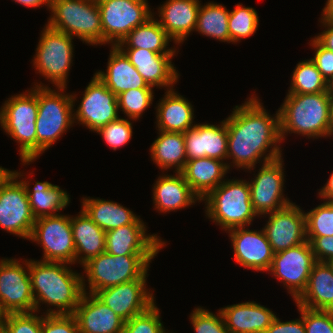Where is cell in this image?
I'll use <instances>...</instances> for the list:
<instances>
[{
    "label": "cell",
    "mask_w": 333,
    "mask_h": 333,
    "mask_svg": "<svg viewBox=\"0 0 333 333\" xmlns=\"http://www.w3.org/2000/svg\"><path fill=\"white\" fill-rule=\"evenodd\" d=\"M262 104L253 95L225 119L227 159H232L233 167L251 171L260 160L266 163L282 156L279 111L270 116Z\"/></svg>",
    "instance_id": "obj_1"
},
{
    "label": "cell",
    "mask_w": 333,
    "mask_h": 333,
    "mask_svg": "<svg viewBox=\"0 0 333 333\" xmlns=\"http://www.w3.org/2000/svg\"><path fill=\"white\" fill-rule=\"evenodd\" d=\"M42 260H29V276L35 300V312L40 303L55 306L44 314H73L86 288L85 277L74 272L69 264ZM86 288V289H85Z\"/></svg>",
    "instance_id": "obj_2"
},
{
    "label": "cell",
    "mask_w": 333,
    "mask_h": 333,
    "mask_svg": "<svg viewBox=\"0 0 333 333\" xmlns=\"http://www.w3.org/2000/svg\"><path fill=\"white\" fill-rule=\"evenodd\" d=\"M332 98L327 91L320 93H287L278 109L281 141L296 133L309 138L327 137Z\"/></svg>",
    "instance_id": "obj_3"
},
{
    "label": "cell",
    "mask_w": 333,
    "mask_h": 333,
    "mask_svg": "<svg viewBox=\"0 0 333 333\" xmlns=\"http://www.w3.org/2000/svg\"><path fill=\"white\" fill-rule=\"evenodd\" d=\"M36 84L38 99L36 137L39 158V155L49 149L66 130L73 126L74 114L72 113L75 111L73 108L77 96L65 94V87H58L55 91L42 83Z\"/></svg>",
    "instance_id": "obj_4"
},
{
    "label": "cell",
    "mask_w": 333,
    "mask_h": 333,
    "mask_svg": "<svg viewBox=\"0 0 333 333\" xmlns=\"http://www.w3.org/2000/svg\"><path fill=\"white\" fill-rule=\"evenodd\" d=\"M27 92L11 96L0 108L1 128L19 143V155L24 165L37 159V86Z\"/></svg>",
    "instance_id": "obj_5"
},
{
    "label": "cell",
    "mask_w": 333,
    "mask_h": 333,
    "mask_svg": "<svg viewBox=\"0 0 333 333\" xmlns=\"http://www.w3.org/2000/svg\"><path fill=\"white\" fill-rule=\"evenodd\" d=\"M205 201V214L225 231L237 227H249L255 214L248 181L232 179L223 181L210 191Z\"/></svg>",
    "instance_id": "obj_6"
},
{
    "label": "cell",
    "mask_w": 333,
    "mask_h": 333,
    "mask_svg": "<svg viewBox=\"0 0 333 333\" xmlns=\"http://www.w3.org/2000/svg\"><path fill=\"white\" fill-rule=\"evenodd\" d=\"M47 26L83 43L102 45L101 14L92 0H51Z\"/></svg>",
    "instance_id": "obj_7"
},
{
    "label": "cell",
    "mask_w": 333,
    "mask_h": 333,
    "mask_svg": "<svg viewBox=\"0 0 333 333\" xmlns=\"http://www.w3.org/2000/svg\"><path fill=\"white\" fill-rule=\"evenodd\" d=\"M157 255H111L106 251L83 265L89 293L139 279Z\"/></svg>",
    "instance_id": "obj_8"
},
{
    "label": "cell",
    "mask_w": 333,
    "mask_h": 333,
    "mask_svg": "<svg viewBox=\"0 0 333 333\" xmlns=\"http://www.w3.org/2000/svg\"><path fill=\"white\" fill-rule=\"evenodd\" d=\"M33 66L37 73L49 80L53 86L67 89L68 73L73 62L72 36L45 25L41 31Z\"/></svg>",
    "instance_id": "obj_9"
},
{
    "label": "cell",
    "mask_w": 333,
    "mask_h": 333,
    "mask_svg": "<svg viewBox=\"0 0 333 333\" xmlns=\"http://www.w3.org/2000/svg\"><path fill=\"white\" fill-rule=\"evenodd\" d=\"M98 7L102 45L117 46L133 29L153 16L147 0H104Z\"/></svg>",
    "instance_id": "obj_10"
},
{
    "label": "cell",
    "mask_w": 333,
    "mask_h": 333,
    "mask_svg": "<svg viewBox=\"0 0 333 333\" xmlns=\"http://www.w3.org/2000/svg\"><path fill=\"white\" fill-rule=\"evenodd\" d=\"M22 176L25 175L12 170L0 184V227L29 240L36 218L32 214L26 189L20 181Z\"/></svg>",
    "instance_id": "obj_11"
},
{
    "label": "cell",
    "mask_w": 333,
    "mask_h": 333,
    "mask_svg": "<svg viewBox=\"0 0 333 333\" xmlns=\"http://www.w3.org/2000/svg\"><path fill=\"white\" fill-rule=\"evenodd\" d=\"M29 240L42 246V261L75 264L71 216L57 214L36 218Z\"/></svg>",
    "instance_id": "obj_12"
},
{
    "label": "cell",
    "mask_w": 333,
    "mask_h": 333,
    "mask_svg": "<svg viewBox=\"0 0 333 333\" xmlns=\"http://www.w3.org/2000/svg\"><path fill=\"white\" fill-rule=\"evenodd\" d=\"M24 261L23 267L15 258L0 260V305L6 314L35 312L29 260Z\"/></svg>",
    "instance_id": "obj_13"
},
{
    "label": "cell",
    "mask_w": 333,
    "mask_h": 333,
    "mask_svg": "<svg viewBox=\"0 0 333 333\" xmlns=\"http://www.w3.org/2000/svg\"><path fill=\"white\" fill-rule=\"evenodd\" d=\"M316 262L311 244L306 241L287 250L274 253L270 269L296 301L305 291L312 267Z\"/></svg>",
    "instance_id": "obj_14"
},
{
    "label": "cell",
    "mask_w": 333,
    "mask_h": 333,
    "mask_svg": "<svg viewBox=\"0 0 333 333\" xmlns=\"http://www.w3.org/2000/svg\"><path fill=\"white\" fill-rule=\"evenodd\" d=\"M283 164L282 156L263 163L256 177L248 181L252 207L257 216H265L292 203L283 195Z\"/></svg>",
    "instance_id": "obj_15"
},
{
    "label": "cell",
    "mask_w": 333,
    "mask_h": 333,
    "mask_svg": "<svg viewBox=\"0 0 333 333\" xmlns=\"http://www.w3.org/2000/svg\"><path fill=\"white\" fill-rule=\"evenodd\" d=\"M79 107L73 113L76 120L96 132L119 118L117 96L94 74L85 88Z\"/></svg>",
    "instance_id": "obj_16"
},
{
    "label": "cell",
    "mask_w": 333,
    "mask_h": 333,
    "mask_svg": "<svg viewBox=\"0 0 333 333\" xmlns=\"http://www.w3.org/2000/svg\"><path fill=\"white\" fill-rule=\"evenodd\" d=\"M147 272L139 279L99 290L94 295L126 322L155 303L153 293L146 288Z\"/></svg>",
    "instance_id": "obj_17"
},
{
    "label": "cell",
    "mask_w": 333,
    "mask_h": 333,
    "mask_svg": "<svg viewBox=\"0 0 333 333\" xmlns=\"http://www.w3.org/2000/svg\"><path fill=\"white\" fill-rule=\"evenodd\" d=\"M300 206H288L267 214L269 217L263 231L274 253L287 250L307 241L305 214Z\"/></svg>",
    "instance_id": "obj_18"
},
{
    "label": "cell",
    "mask_w": 333,
    "mask_h": 333,
    "mask_svg": "<svg viewBox=\"0 0 333 333\" xmlns=\"http://www.w3.org/2000/svg\"><path fill=\"white\" fill-rule=\"evenodd\" d=\"M144 223L127 224L106 232L105 251L111 255H157L165 244L157 234H147Z\"/></svg>",
    "instance_id": "obj_19"
},
{
    "label": "cell",
    "mask_w": 333,
    "mask_h": 333,
    "mask_svg": "<svg viewBox=\"0 0 333 333\" xmlns=\"http://www.w3.org/2000/svg\"><path fill=\"white\" fill-rule=\"evenodd\" d=\"M237 227L228 230L234 251V260L244 268L256 271H268L274 252L263 229L249 230Z\"/></svg>",
    "instance_id": "obj_20"
},
{
    "label": "cell",
    "mask_w": 333,
    "mask_h": 333,
    "mask_svg": "<svg viewBox=\"0 0 333 333\" xmlns=\"http://www.w3.org/2000/svg\"><path fill=\"white\" fill-rule=\"evenodd\" d=\"M186 160L198 158H214L221 161L227 159L228 132L226 120L220 125L195 124L184 132Z\"/></svg>",
    "instance_id": "obj_21"
},
{
    "label": "cell",
    "mask_w": 333,
    "mask_h": 333,
    "mask_svg": "<svg viewBox=\"0 0 333 333\" xmlns=\"http://www.w3.org/2000/svg\"><path fill=\"white\" fill-rule=\"evenodd\" d=\"M121 50L149 86L171 90L178 82V70L171 62L175 54H159L141 48Z\"/></svg>",
    "instance_id": "obj_22"
},
{
    "label": "cell",
    "mask_w": 333,
    "mask_h": 333,
    "mask_svg": "<svg viewBox=\"0 0 333 333\" xmlns=\"http://www.w3.org/2000/svg\"><path fill=\"white\" fill-rule=\"evenodd\" d=\"M73 315L80 333H123L125 321L94 294L84 293Z\"/></svg>",
    "instance_id": "obj_23"
},
{
    "label": "cell",
    "mask_w": 333,
    "mask_h": 333,
    "mask_svg": "<svg viewBox=\"0 0 333 333\" xmlns=\"http://www.w3.org/2000/svg\"><path fill=\"white\" fill-rule=\"evenodd\" d=\"M200 4L199 0H167L158 8L157 21L175 44L195 31Z\"/></svg>",
    "instance_id": "obj_24"
},
{
    "label": "cell",
    "mask_w": 333,
    "mask_h": 333,
    "mask_svg": "<svg viewBox=\"0 0 333 333\" xmlns=\"http://www.w3.org/2000/svg\"><path fill=\"white\" fill-rule=\"evenodd\" d=\"M220 311L230 333H264L276 317L255 301L225 306Z\"/></svg>",
    "instance_id": "obj_25"
},
{
    "label": "cell",
    "mask_w": 333,
    "mask_h": 333,
    "mask_svg": "<svg viewBox=\"0 0 333 333\" xmlns=\"http://www.w3.org/2000/svg\"><path fill=\"white\" fill-rule=\"evenodd\" d=\"M175 173V175L159 176L153 185L154 209L160 211L159 213L184 209L201 201L185 181L181 172Z\"/></svg>",
    "instance_id": "obj_26"
},
{
    "label": "cell",
    "mask_w": 333,
    "mask_h": 333,
    "mask_svg": "<svg viewBox=\"0 0 333 333\" xmlns=\"http://www.w3.org/2000/svg\"><path fill=\"white\" fill-rule=\"evenodd\" d=\"M95 74L116 96L129 89L153 88L118 46H111L106 73L99 70Z\"/></svg>",
    "instance_id": "obj_27"
},
{
    "label": "cell",
    "mask_w": 333,
    "mask_h": 333,
    "mask_svg": "<svg viewBox=\"0 0 333 333\" xmlns=\"http://www.w3.org/2000/svg\"><path fill=\"white\" fill-rule=\"evenodd\" d=\"M230 165L218 159L204 157L187 161L181 174L202 200L224 181Z\"/></svg>",
    "instance_id": "obj_28"
},
{
    "label": "cell",
    "mask_w": 333,
    "mask_h": 333,
    "mask_svg": "<svg viewBox=\"0 0 333 333\" xmlns=\"http://www.w3.org/2000/svg\"><path fill=\"white\" fill-rule=\"evenodd\" d=\"M156 107L157 130L184 133L193 125L194 110L189 100L174 89L167 90Z\"/></svg>",
    "instance_id": "obj_29"
},
{
    "label": "cell",
    "mask_w": 333,
    "mask_h": 333,
    "mask_svg": "<svg viewBox=\"0 0 333 333\" xmlns=\"http://www.w3.org/2000/svg\"><path fill=\"white\" fill-rule=\"evenodd\" d=\"M76 217L71 216V227L76 249V262L82 266L90 259L105 252L106 232L98 227L90 217L81 210Z\"/></svg>",
    "instance_id": "obj_30"
},
{
    "label": "cell",
    "mask_w": 333,
    "mask_h": 333,
    "mask_svg": "<svg viewBox=\"0 0 333 333\" xmlns=\"http://www.w3.org/2000/svg\"><path fill=\"white\" fill-rule=\"evenodd\" d=\"M295 302L309 309L333 311V273L326 262L314 263L307 287Z\"/></svg>",
    "instance_id": "obj_31"
},
{
    "label": "cell",
    "mask_w": 333,
    "mask_h": 333,
    "mask_svg": "<svg viewBox=\"0 0 333 333\" xmlns=\"http://www.w3.org/2000/svg\"><path fill=\"white\" fill-rule=\"evenodd\" d=\"M81 208L105 232L127 224L144 223L133 211L110 200L83 197Z\"/></svg>",
    "instance_id": "obj_32"
},
{
    "label": "cell",
    "mask_w": 333,
    "mask_h": 333,
    "mask_svg": "<svg viewBox=\"0 0 333 333\" xmlns=\"http://www.w3.org/2000/svg\"><path fill=\"white\" fill-rule=\"evenodd\" d=\"M23 179L22 177L20 181L26 189L30 208L35 218L57 215L59 214L57 212H60V210L65 209L69 205V194L60 189L59 186L51 184L48 181H37L33 189H30V181H23Z\"/></svg>",
    "instance_id": "obj_33"
},
{
    "label": "cell",
    "mask_w": 333,
    "mask_h": 333,
    "mask_svg": "<svg viewBox=\"0 0 333 333\" xmlns=\"http://www.w3.org/2000/svg\"><path fill=\"white\" fill-rule=\"evenodd\" d=\"M169 41H172L171 38L154 18L153 13L151 18L133 29L117 46L120 49L141 48L159 54H176L175 48L167 47Z\"/></svg>",
    "instance_id": "obj_34"
},
{
    "label": "cell",
    "mask_w": 333,
    "mask_h": 333,
    "mask_svg": "<svg viewBox=\"0 0 333 333\" xmlns=\"http://www.w3.org/2000/svg\"><path fill=\"white\" fill-rule=\"evenodd\" d=\"M158 131V138L150 147L153 162L161 170L176 167L174 172H181L187 162L184 133Z\"/></svg>",
    "instance_id": "obj_35"
},
{
    "label": "cell",
    "mask_w": 333,
    "mask_h": 333,
    "mask_svg": "<svg viewBox=\"0 0 333 333\" xmlns=\"http://www.w3.org/2000/svg\"><path fill=\"white\" fill-rule=\"evenodd\" d=\"M230 11L222 4H200L195 31L204 36L229 43L228 18Z\"/></svg>",
    "instance_id": "obj_36"
},
{
    "label": "cell",
    "mask_w": 333,
    "mask_h": 333,
    "mask_svg": "<svg viewBox=\"0 0 333 333\" xmlns=\"http://www.w3.org/2000/svg\"><path fill=\"white\" fill-rule=\"evenodd\" d=\"M327 91V81L311 59L296 65L288 93L308 94Z\"/></svg>",
    "instance_id": "obj_37"
},
{
    "label": "cell",
    "mask_w": 333,
    "mask_h": 333,
    "mask_svg": "<svg viewBox=\"0 0 333 333\" xmlns=\"http://www.w3.org/2000/svg\"><path fill=\"white\" fill-rule=\"evenodd\" d=\"M229 43H236L256 33L259 25L257 11L252 7L236 4L228 18Z\"/></svg>",
    "instance_id": "obj_38"
},
{
    "label": "cell",
    "mask_w": 333,
    "mask_h": 333,
    "mask_svg": "<svg viewBox=\"0 0 333 333\" xmlns=\"http://www.w3.org/2000/svg\"><path fill=\"white\" fill-rule=\"evenodd\" d=\"M153 88L129 89L117 96L118 110L128 119L137 120L151 106L154 98ZM122 109V110H121Z\"/></svg>",
    "instance_id": "obj_39"
},
{
    "label": "cell",
    "mask_w": 333,
    "mask_h": 333,
    "mask_svg": "<svg viewBox=\"0 0 333 333\" xmlns=\"http://www.w3.org/2000/svg\"><path fill=\"white\" fill-rule=\"evenodd\" d=\"M304 214L306 236H333V201H324Z\"/></svg>",
    "instance_id": "obj_40"
},
{
    "label": "cell",
    "mask_w": 333,
    "mask_h": 333,
    "mask_svg": "<svg viewBox=\"0 0 333 333\" xmlns=\"http://www.w3.org/2000/svg\"><path fill=\"white\" fill-rule=\"evenodd\" d=\"M159 312L154 303L145 312L126 321L123 333H168L161 322Z\"/></svg>",
    "instance_id": "obj_41"
},
{
    "label": "cell",
    "mask_w": 333,
    "mask_h": 333,
    "mask_svg": "<svg viewBox=\"0 0 333 333\" xmlns=\"http://www.w3.org/2000/svg\"><path fill=\"white\" fill-rule=\"evenodd\" d=\"M1 333H43L42 315L36 312L6 314Z\"/></svg>",
    "instance_id": "obj_42"
},
{
    "label": "cell",
    "mask_w": 333,
    "mask_h": 333,
    "mask_svg": "<svg viewBox=\"0 0 333 333\" xmlns=\"http://www.w3.org/2000/svg\"><path fill=\"white\" fill-rule=\"evenodd\" d=\"M132 122L128 119L118 118L102 128L98 129L96 133L101 134L108 146L113 150L118 147L126 145L132 138Z\"/></svg>",
    "instance_id": "obj_43"
},
{
    "label": "cell",
    "mask_w": 333,
    "mask_h": 333,
    "mask_svg": "<svg viewBox=\"0 0 333 333\" xmlns=\"http://www.w3.org/2000/svg\"><path fill=\"white\" fill-rule=\"evenodd\" d=\"M190 319L195 333H230L220 310L215 315L198 306L192 311Z\"/></svg>",
    "instance_id": "obj_44"
},
{
    "label": "cell",
    "mask_w": 333,
    "mask_h": 333,
    "mask_svg": "<svg viewBox=\"0 0 333 333\" xmlns=\"http://www.w3.org/2000/svg\"><path fill=\"white\" fill-rule=\"evenodd\" d=\"M297 307L303 317L306 333H333V311Z\"/></svg>",
    "instance_id": "obj_45"
},
{
    "label": "cell",
    "mask_w": 333,
    "mask_h": 333,
    "mask_svg": "<svg viewBox=\"0 0 333 333\" xmlns=\"http://www.w3.org/2000/svg\"><path fill=\"white\" fill-rule=\"evenodd\" d=\"M43 333H80L76 318L73 314L42 315Z\"/></svg>",
    "instance_id": "obj_46"
},
{
    "label": "cell",
    "mask_w": 333,
    "mask_h": 333,
    "mask_svg": "<svg viewBox=\"0 0 333 333\" xmlns=\"http://www.w3.org/2000/svg\"><path fill=\"white\" fill-rule=\"evenodd\" d=\"M310 45L315 49V55L310 59L328 82L333 77V51L322 46L315 38Z\"/></svg>",
    "instance_id": "obj_47"
},
{
    "label": "cell",
    "mask_w": 333,
    "mask_h": 333,
    "mask_svg": "<svg viewBox=\"0 0 333 333\" xmlns=\"http://www.w3.org/2000/svg\"><path fill=\"white\" fill-rule=\"evenodd\" d=\"M306 239L311 244L316 261L333 259V236H306Z\"/></svg>",
    "instance_id": "obj_48"
},
{
    "label": "cell",
    "mask_w": 333,
    "mask_h": 333,
    "mask_svg": "<svg viewBox=\"0 0 333 333\" xmlns=\"http://www.w3.org/2000/svg\"><path fill=\"white\" fill-rule=\"evenodd\" d=\"M264 333H306L303 317L282 322L277 316Z\"/></svg>",
    "instance_id": "obj_49"
},
{
    "label": "cell",
    "mask_w": 333,
    "mask_h": 333,
    "mask_svg": "<svg viewBox=\"0 0 333 333\" xmlns=\"http://www.w3.org/2000/svg\"><path fill=\"white\" fill-rule=\"evenodd\" d=\"M321 24L325 27L323 32L319 33L314 38L325 48L333 51V20L322 15ZM327 27V28H326Z\"/></svg>",
    "instance_id": "obj_50"
},
{
    "label": "cell",
    "mask_w": 333,
    "mask_h": 333,
    "mask_svg": "<svg viewBox=\"0 0 333 333\" xmlns=\"http://www.w3.org/2000/svg\"><path fill=\"white\" fill-rule=\"evenodd\" d=\"M318 195L323 200L333 201V172L323 188L320 189Z\"/></svg>",
    "instance_id": "obj_51"
},
{
    "label": "cell",
    "mask_w": 333,
    "mask_h": 333,
    "mask_svg": "<svg viewBox=\"0 0 333 333\" xmlns=\"http://www.w3.org/2000/svg\"><path fill=\"white\" fill-rule=\"evenodd\" d=\"M15 3L24 5L26 7L36 8L41 7L43 4L50 9L51 0H13Z\"/></svg>",
    "instance_id": "obj_52"
},
{
    "label": "cell",
    "mask_w": 333,
    "mask_h": 333,
    "mask_svg": "<svg viewBox=\"0 0 333 333\" xmlns=\"http://www.w3.org/2000/svg\"><path fill=\"white\" fill-rule=\"evenodd\" d=\"M325 5L326 6L323 8V12L321 15L329 18L330 20H333V0H327Z\"/></svg>",
    "instance_id": "obj_53"
},
{
    "label": "cell",
    "mask_w": 333,
    "mask_h": 333,
    "mask_svg": "<svg viewBox=\"0 0 333 333\" xmlns=\"http://www.w3.org/2000/svg\"><path fill=\"white\" fill-rule=\"evenodd\" d=\"M333 135V100L330 107V117H329V125H328V137Z\"/></svg>",
    "instance_id": "obj_54"
},
{
    "label": "cell",
    "mask_w": 333,
    "mask_h": 333,
    "mask_svg": "<svg viewBox=\"0 0 333 333\" xmlns=\"http://www.w3.org/2000/svg\"><path fill=\"white\" fill-rule=\"evenodd\" d=\"M12 171L0 166V184L10 175Z\"/></svg>",
    "instance_id": "obj_55"
},
{
    "label": "cell",
    "mask_w": 333,
    "mask_h": 333,
    "mask_svg": "<svg viewBox=\"0 0 333 333\" xmlns=\"http://www.w3.org/2000/svg\"><path fill=\"white\" fill-rule=\"evenodd\" d=\"M327 92L333 99V77L327 82Z\"/></svg>",
    "instance_id": "obj_56"
},
{
    "label": "cell",
    "mask_w": 333,
    "mask_h": 333,
    "mask_svg": "<svg viewBox=\"0 0 333 333\" xmlns=\"http://www.w3.org/2000/svg\"><path fill=\"white\" fill-rule=\"evenodd\" d=\"M5 316H6V313L2 310L1 305H0V333L2 332V329H3Z\"/></svg>",
    "instance_id": "obj_57"
},
{
    "label": "cell",
    "mask_w": 333,
    "mask_h": 333,
    "mask_svg": "<svg viewBox=\"0 0 333 333\" xmlns=\"http://www.w3.org/2000/svg\"><path fill=\"white\" fill-rule=\"evenodd\" d=\"M333 273V259L326 262Z\"/></svg>",
    "instance_id": "obj_58"
},
{
    "label": "cell",
    "mask_w": 333,
    "mask_h": 333,
    "mask_svg": "<svg viewBox=\"0 0 333 333\" xmlns=\"http://www.w3.org/2000/svg\"><path fill=\"white\" fill-rule=\"evenodd\" d=\"M94 3L98 4L100 2H103L104 0H92Z\"/></svg>",
    "instance_id": "obj_59"
}]
</instances>
